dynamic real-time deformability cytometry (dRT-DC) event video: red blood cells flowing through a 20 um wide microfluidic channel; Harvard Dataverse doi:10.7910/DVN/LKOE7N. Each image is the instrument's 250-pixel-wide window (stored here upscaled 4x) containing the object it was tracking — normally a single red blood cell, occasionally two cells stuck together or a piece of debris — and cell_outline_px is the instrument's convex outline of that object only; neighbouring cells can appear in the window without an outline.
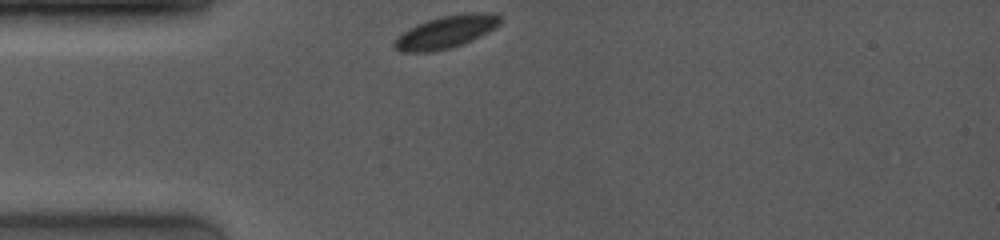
{"species": "common noctule bat (a hibernating species)", "species_latin": "Nyctalus noctula", "temperature_condition": "room temperature", "stored_images_in_passage": 36, "camera_frame_rate_fps": 4000, "um_per_image_px": 0.085, "animal": {"sex": "female", "body_mass_g": 19.0, "forearm_length_mm": 53.3}, "frame": {"image": 1, "passage_image": 1, "time_ms": 0.0, "image_size_px": [1000, 240], "cell_outline_px": [[500, 24], [488, 32], [472, 40], [452, 48], [432, 52], [400, 52], [392, 44], [392, 40], [396, 36], [408, 28], [416, 24], [440, 16], [464, 12], [484, 12], [500, 16]], "centroid_in_image_um": [37.85, 2.72], "position_along_channel_um": 47.1, "area_um2": 20.35}}
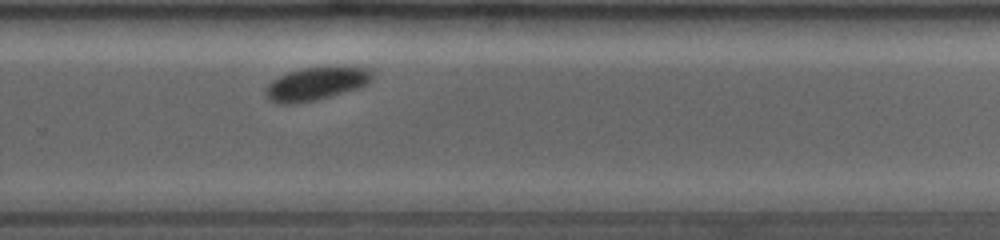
{"frame": {"image": 2, "passage_image": 24, "time_ms": 7.0, "image_size_px": [1000, 240], "cell_outline_px": [[372, 80], [368, 84], [356, 88], [316, 100], [292, 104], [280, 104], [268, 100], [264, 92], [264, 88], [272, 80], [288, 72], [300, 68], [364, 68], [372, 72]], "centroid_in_image_um": [26.77, 7.14], "position_along_channel_um": 303.0, "area_um2": 20.11}}
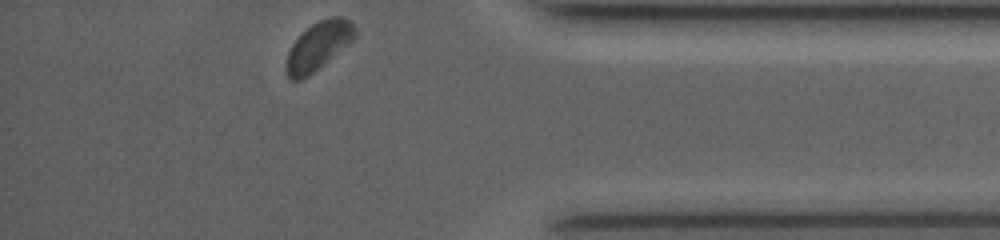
{"frame": {"image": 3, "passage_image": 36, "time_ms": 10.0, "image_size_px": [1000, 240], "cell_outline_px": [[356, 36], [348, 44], [308, 76], [300, 80], [288, 80], [284, 72], [284, 68], [288, 52], [292, 44], [312, 24], [320, 20], [332, 16], [340, 16], [348, 20], [356, 28]], "centroid_in_image_um": [27.02, 3.93], "position_along_channel_um": 408.2, "area_um2": 19.07}, "authors_computed_cell_mechanics": {"area_um2": 20.5479, "velocity_mm_per_s": 3.8897, "shape_relaxation_time_tau1_ms": 1.5367, "shape_relaxation_time_tau2_ms": null, "deformation_change_tau1": 0.0648, "deformation_change_tau2": null}}